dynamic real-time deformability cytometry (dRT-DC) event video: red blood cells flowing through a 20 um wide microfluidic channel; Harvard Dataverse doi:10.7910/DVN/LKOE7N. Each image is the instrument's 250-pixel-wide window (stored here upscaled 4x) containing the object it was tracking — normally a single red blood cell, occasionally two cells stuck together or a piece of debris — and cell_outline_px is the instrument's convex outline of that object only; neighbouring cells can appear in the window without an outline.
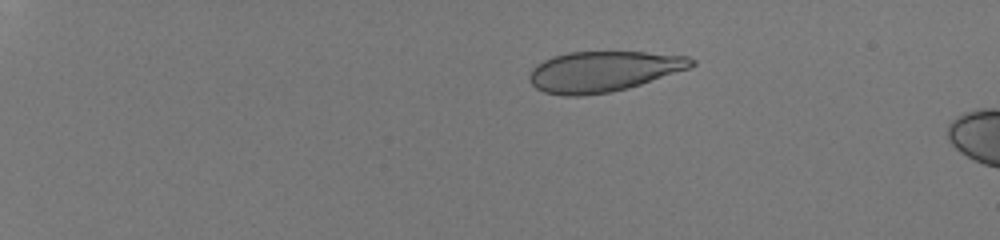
{"species": "human", "species_latin": "Homo sapiens", "temperature_condition": "room temperature", "stored_images_in_passage": 6, "camera_frame_rate_fps": 3000, "um_per_image_px": 0.085, "donor": {"sex": "male"}, "frame": {"image": 1, "passage_image": 1, "time_ms": 0.0, "image_size_px": [1000, 240], "cell_outline_px": [[696, 64], [688, 68], [628, 88], [612, 92], [580, 96], [564, 96], [544, 92], [536, 88], [528, 80], [528, 76], [532, 68], [536, 64], [552, 56], [568, 52], [644, 52], [688, 56], [696, 60]], "centroid_in_image_um": [51.23, 6.07], "position_along_channel_um": 33.8, "area_um2": 38.26}}